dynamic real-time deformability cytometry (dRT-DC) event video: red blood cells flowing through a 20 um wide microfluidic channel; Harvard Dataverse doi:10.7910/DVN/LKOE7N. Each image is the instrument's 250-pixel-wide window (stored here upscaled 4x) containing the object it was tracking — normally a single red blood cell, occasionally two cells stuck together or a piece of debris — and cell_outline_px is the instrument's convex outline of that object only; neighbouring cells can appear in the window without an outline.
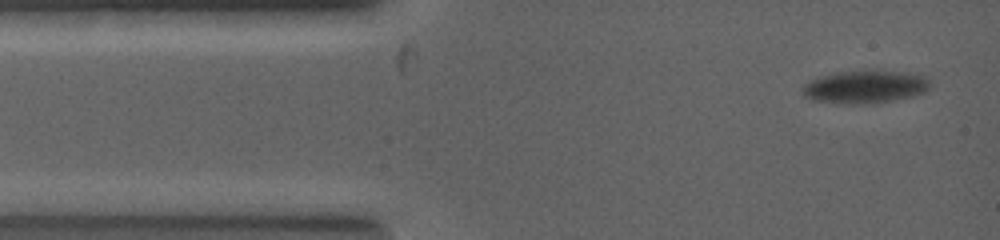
{"species": "common noctule bat (a hibernating species)", "species_latin": "Nyctalus noctula", "temperature_condition": "warm", "stored_images_in_passage": 3, "camera_frame_rate_fps": 5000, "um_per_image_px": 0.085, "animal": {"sex": "female", "body_mass_g": 19.0, "forearm_length_mm": 53.3}, "frame": {"image": 1, "passage_image": 1, "time_ms": 0.0, "image_size_px": [1000, 240], "cell_outline_px": [[928, 88], [924, 92], [912, 96], [888, 100], [816, 100], [804, 96], [804, 84], [812, 80], [824, 76], [840, 72], [904, 72], [920, 76], [928, 80]], "centroid_in_image_um": [73.56, 7.33], "position_along_channel_um": 11.4, "area_um2": 21.85}}